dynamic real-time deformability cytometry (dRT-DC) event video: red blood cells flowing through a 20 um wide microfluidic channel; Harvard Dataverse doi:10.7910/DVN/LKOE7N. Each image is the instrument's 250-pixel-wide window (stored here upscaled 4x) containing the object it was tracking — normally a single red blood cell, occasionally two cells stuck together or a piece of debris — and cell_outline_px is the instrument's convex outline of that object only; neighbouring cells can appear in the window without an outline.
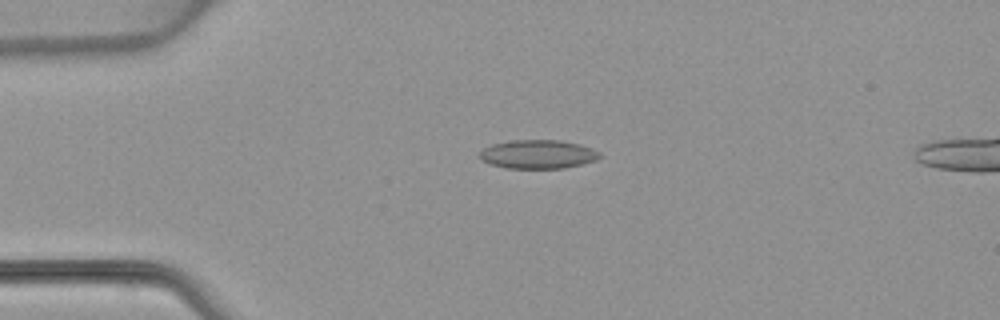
{"species": "common noctule bat (a hibernating species)", "species_latin": "Nyctalus noctula", "temperature_condition": "warm", "stored_images_in_passage": 5, "camera_frame_rate_fps": 3000, "um_per_image_px": 0.085, "animal": {"sex": "female", "body_mass_g": 22.7, "forearm_length_mm": 54.2}, "frame": {"image": 1, "passage_image": 4, "time_ms": 3.667, "image_size_px": [1000, 320], "cell_outline_px": [[600, 156], [596, 160], [564, 168], [504, 168], [480, 160], [480, 152], [484, 148], [492, 144], [508, 140], [560, 140], [580, 144], [592, 148], [600, 152]], "centroid_in_image_um": [45.71, 13.1], "position_along_channel_um": 39.3, "area_um2": 20.11}}